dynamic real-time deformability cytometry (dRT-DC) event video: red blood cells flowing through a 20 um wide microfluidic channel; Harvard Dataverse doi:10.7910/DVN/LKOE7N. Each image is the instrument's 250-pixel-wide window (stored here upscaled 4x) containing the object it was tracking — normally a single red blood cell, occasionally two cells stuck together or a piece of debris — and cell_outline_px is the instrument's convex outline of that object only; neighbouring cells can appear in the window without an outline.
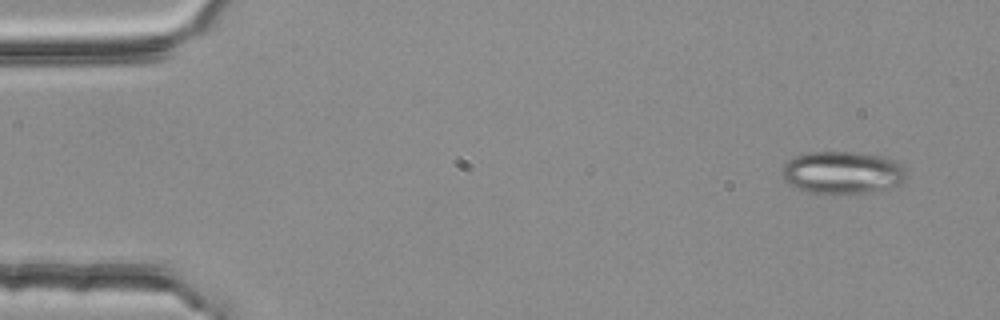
{"species": "common noctule bat (a hibernating species)", "species_latin": "Nyctalus noctula", "temperature_condition": "room temperature", "stored_images_in_passage": 4, "camera_frame_rate_fps": 3000, "um_per_image_px": 0.085, "animal": {"sex": "female", "body_mass_g": 25.1}, "frame": {"image": 1, "passage_image": 1, "time_ms": 0.0, "image_size_px": [1000, 320], "cell_outline_px": [[908, 176], [900, 184], [888, 188], [872, 192], [836, 196], [808, 192], [788, 184], [784, 180], [780, 172], [784, 164], [792, 156], [808, 152], [860, 152], [888, 156], [900, 164], [908, 172]], "centroid_in_image_um": [71.61, 14.68], "position_along_channel_um": 13.4, "area_um2": 31.96}}